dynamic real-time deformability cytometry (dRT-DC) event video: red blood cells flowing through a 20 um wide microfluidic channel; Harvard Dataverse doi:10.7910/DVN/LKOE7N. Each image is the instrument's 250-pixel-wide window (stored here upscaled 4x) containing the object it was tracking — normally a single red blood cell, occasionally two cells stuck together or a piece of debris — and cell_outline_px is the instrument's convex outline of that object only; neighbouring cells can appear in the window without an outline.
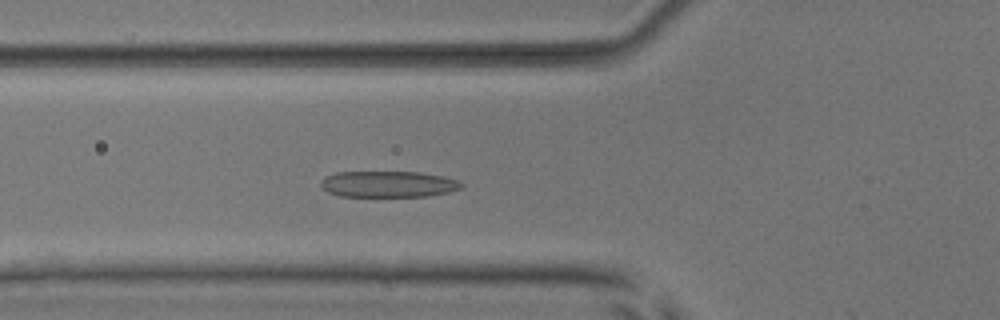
{"species": "common noctule bat (a hibernating species)", "species_latin": "Nyctalus noctula", "temperature_condition": "room temperature", "stored_images_in_passage": 42, "camera_frame_rate_fps": 3000, "um_per_image_px": 0.085, "animal": {"sex": "male", "body_mass_g": 17.9, "forearm_length_mm": 54.2}, "frame": {"image": 1, "passage_image": 11, "time_ms": 3.333, "image_size_px": [1000, 320], "cell_outline_px": [[464, 188], [448, 192], [428, 196], [336, 196], [328, 192], [320, 184], [320, 180], [324, 176], [336, 172], [420, 172], [444, 176], [456, 180], [464, 184]], "centroid_in_image_um": [33.0, 15.65], "position_along_channel_um": 92.8, "area_um2": 21.62}}
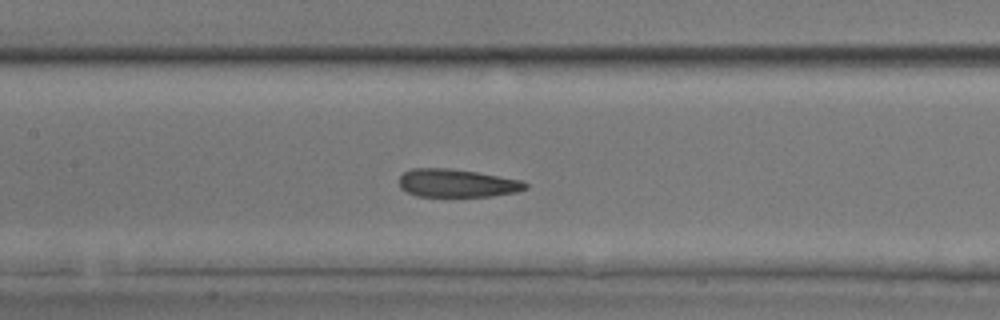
{"frame": {"image": 2, "passage_image": 17, "time_ms": 5.333, "image_size_px": [1000, 320], "cell_outline_px": [[528, 188], [520, 192], [492, 196], [416, 196], [400, 188], [400, 176], [404, 172], [412, 168], [448, 168], [476, 172], [520, 180], [528, 184]], "centroid_in_image_um": [38.86, 15.57], "position_along_channel_um": 168.5, "area_um2": 20.63}}
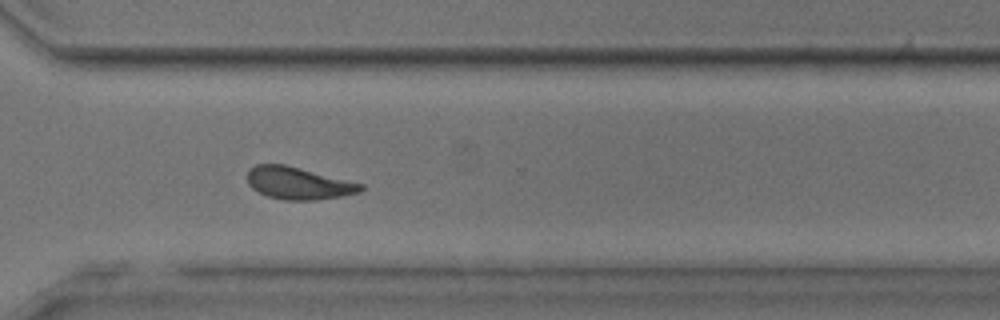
{"frame": {"image": 3, "passage_image": 31, "time_ms": 10.0, "image_size_px": [1000, 320], "cell_outline_px": [[364, 188], [360, 192], [340, 196], [316, 200], [284, 200], [268, 196], [252, 188], [248, 184], [248, 168], [256, 164], [284, 164], [364, 184]], "centroid_in_image_um": [25.35, 15.57], "position_along_channel_um": 345.3, "area_um2": 21.21}}